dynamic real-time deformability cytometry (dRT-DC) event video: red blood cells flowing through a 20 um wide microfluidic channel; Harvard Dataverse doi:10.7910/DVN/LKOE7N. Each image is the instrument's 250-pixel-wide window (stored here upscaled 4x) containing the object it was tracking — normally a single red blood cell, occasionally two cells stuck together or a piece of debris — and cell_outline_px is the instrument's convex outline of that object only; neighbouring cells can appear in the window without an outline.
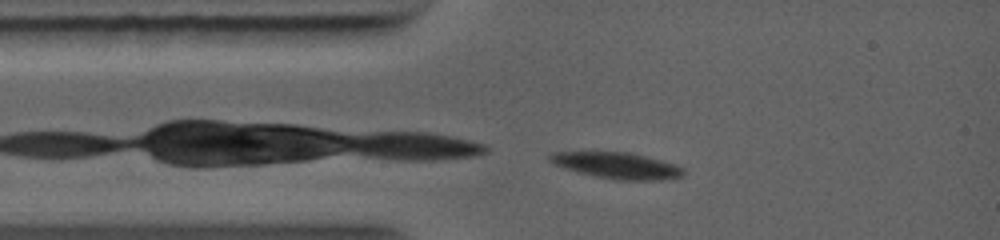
{"species": "common noctule bat (a hibernating species)", "species_latin": "Nyctalus noctula", "temperature_condition": "warm", "stored_images_in_passage": 11, "camera_frame_rate_fps": 5000, "um_per_image_px": 0.085, "animal": {"sex": "female", "body_mass_g": 19.0, "forearm_length_mm": 56.7}, "frame": {"image": 1, "passage_image": 2, "time_ms": 0.2, "image_size_px": [1000, 240], "cell_outline_px": [[684, 176], [656, 180], [616, 180], [596, 176], [564, 168], [548, 160], [548, 156], [552, 152], [632, 152], [676, 164], [684, 168]], "centroid_in_image_um": [52.48, 14.06], "position_along_channel_um": 32.5, "area_um2": 20.35}}
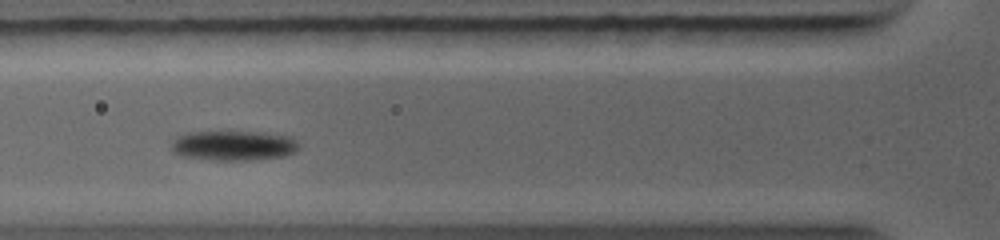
{"frame": {"image": 2, "passage_image": 8, "time_ms": 2.0, "image_size_px": [1000, 240], "cell_outline_px": [[300, 144], [292, 152], [284, 156], [252, 160], [216, 160], [180, 156], [172, 148], [172, 140], [176, 136], [188, 132], [264, 132], [292, 136]], "centroid_in_image_um": [19.86, 12.36], "position_along_channel_um": 105.9, "area_um2": 22.2}}